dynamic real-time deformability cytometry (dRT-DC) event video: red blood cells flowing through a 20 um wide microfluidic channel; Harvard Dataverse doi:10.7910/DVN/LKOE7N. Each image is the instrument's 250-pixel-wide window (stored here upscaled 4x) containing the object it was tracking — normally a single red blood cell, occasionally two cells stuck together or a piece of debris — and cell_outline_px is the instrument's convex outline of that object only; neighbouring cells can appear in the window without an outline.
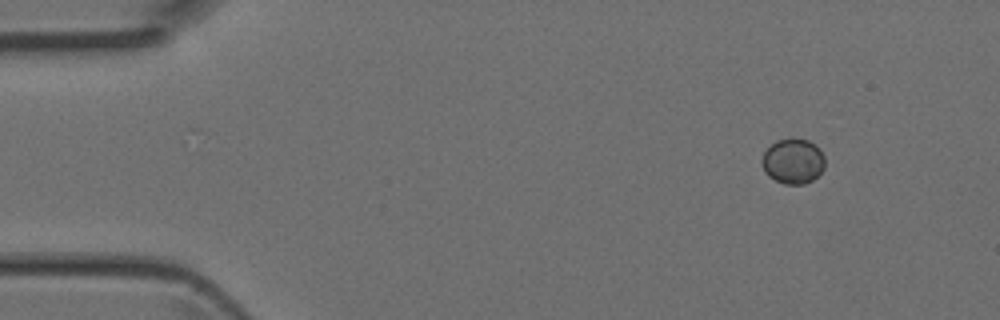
{"species": "Egyptian fruit bat (a non-hibernating species)", "species_latin": "Rousettus aegyptiacus", "temperature_condition": "room temperature", "stored_images_in_passage": 4, "camera_frame_rate_fps": 3000, "um_per_image_px": 0.085, "animal": {"sex": "female"}, "frame": {"image": 1, "passage_image": 1, "time_ms": 0.0, "image_size_px": [1000, 320], "cell_outline_px": [[824, 168], [812, 180], [804, 184], [784, 184], [768, 176], [764, 172], [760, 160], [764, 152], [776, 140], [808, 140], [816, 144], [820, 148], [824, 156]], "centroid_in_image_um": [67.4, 13.72], "position_along_channel_um": 17.6, "area_um2": 16.47}}
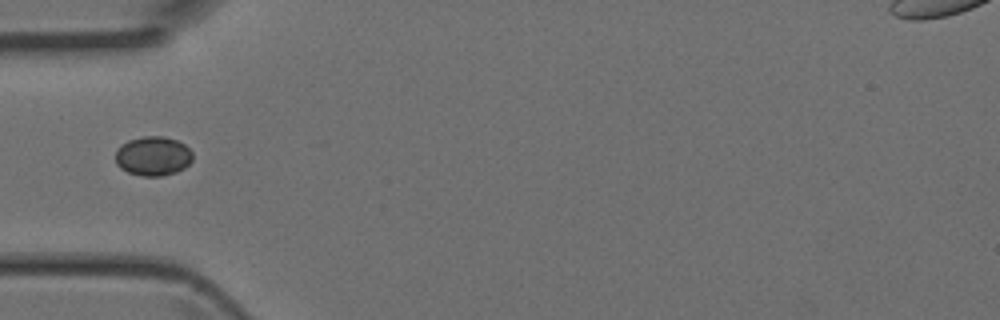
{"frame": {"image": 2, "passage_image": 4, "time_ms": 1.0, "image_size_px": [1000, 320], "cell_outline_px": [[192, 160], [184, 168], [176, 172], [160, 176], [144, 176], [128, 172], [120, 168], [116, 164], [116, 148], [120, 144], [128, 140], [144, 136], [164, 136], [176, 140], [184, 144], [192, 152]], "centroid_in_image_um": [12.99, 13.25], "position_along_channel_um": 72.0, "area_um2": 17.74}}